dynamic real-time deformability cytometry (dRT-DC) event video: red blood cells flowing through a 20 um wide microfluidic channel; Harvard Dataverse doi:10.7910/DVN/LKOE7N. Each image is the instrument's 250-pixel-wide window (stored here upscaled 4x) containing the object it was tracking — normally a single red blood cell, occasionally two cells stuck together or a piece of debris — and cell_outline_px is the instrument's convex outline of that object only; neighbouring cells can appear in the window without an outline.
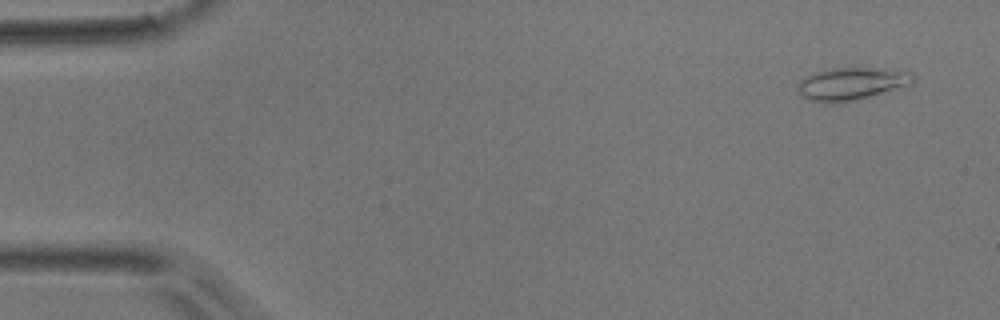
{"species": "common noctule bat (a hibernating species)", "species_latin": "Nyctalus noctula", "temperature_condition": "room temperature", "stored_images_in_passage": 3, "camera_frame_rate_fps": 3000, "um_per_image_px": 0.085, "animal": {"sex": "male", "body_mass_g": 17.9}, "frame": {"image": 1, "passage_image": 1, "time_ms": 0.0, "image_size_px": [1000, 320], "cell_outline_px": [[916, 76], [908, 84], [856, 100], [808, 100], [796, 88], [800, 80], [816, 72], [832, 68], [884, 68], [912, 72]], "centroid_in_image_um": [72.4, 7.06], "position_along_channel_um": 12.6, "area_um2": 20.87}}